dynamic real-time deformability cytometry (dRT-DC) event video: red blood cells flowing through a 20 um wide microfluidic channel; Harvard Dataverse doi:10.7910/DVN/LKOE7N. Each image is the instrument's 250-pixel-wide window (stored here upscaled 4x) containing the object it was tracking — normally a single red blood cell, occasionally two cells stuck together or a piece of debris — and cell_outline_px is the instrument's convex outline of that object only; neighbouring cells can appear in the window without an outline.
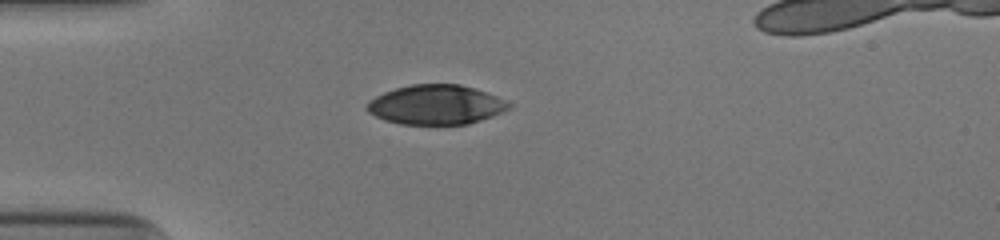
{"species": "human", "species_latin": "Homo sapiens", "temperature_condition": "cold", "stored_images_in_passage": 38, "camera_frame_rate_fps": 3000, "um_per_image_px": 0.085, "donor": {"sex": "male"}, "frame": {"image": 1, "passage_image": 1, "time_ms": 0.0, "image_size_px": [1000, 240], "cell_outline_px": [[512, 108], [492, 116], [468, 124], [400, 124], [384, 120], [368, 112], [364, 108], [376, 96], [384, 92], [396, 88], [412, 84], [460, 84], [496, 96], [512, 104]], "centroid_in_image_um": [37.06, 8.91], "position_along_channel_um": 47.9, "area_um2": 32.48}}
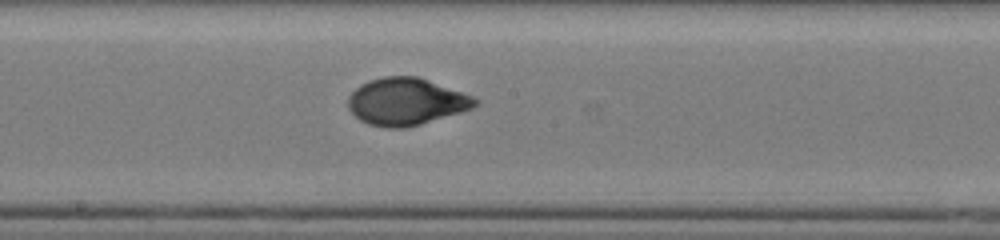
{"frame": {"image": 2, "passage_image": 15, "time_ms": 4.667, "image_size_px": [1000, 240], "cell_outline_px": [[476, 104], [472, 108], [460, 112], [420, 124], [404, 128], [388, 128], [368, 124], [360, 120], [348, 108], [348, 96], [360, 84], [368, 80], [384, 76], [416, 76], [428, 80], [472, 96], [476, 100]], "centroid_in_image_um": [34.46, 8.63], "position_along_channel_um": 213.7, "area_um2": 34.51}}
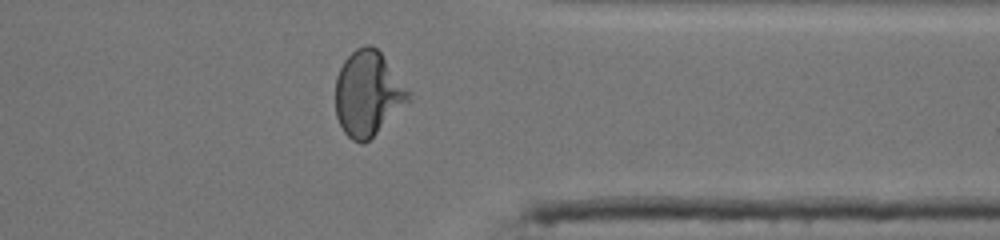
{"frame": {"image": 3, "passage_image": 28, "time_ms": 9.0, "image_size_px": [1000, 240], "cell_outline_px": [[412, 96], [364, 144], [360, 144], [352, 140], [344, 132], [336, 116], [336, 76], [344, 60], [356, 48], [364, 44], [372, 44], [380, 52], [412, 92]], "centroid_in_image_um": [31.26, 7.92], "position_along_channel_um": 380.1, "area_um2": 35.78}, "authors_computed_cell_mechanics": {"area_um2": 34.2465, "velocity_mm_per_s": 3.9636, "shape_relaxation_time_tau1_ms": 3.4176, "shape_relaxation_time_tau2_ms": null, "deformation_change_tau1": 0.1643, "deformation_change_tau2": null}}